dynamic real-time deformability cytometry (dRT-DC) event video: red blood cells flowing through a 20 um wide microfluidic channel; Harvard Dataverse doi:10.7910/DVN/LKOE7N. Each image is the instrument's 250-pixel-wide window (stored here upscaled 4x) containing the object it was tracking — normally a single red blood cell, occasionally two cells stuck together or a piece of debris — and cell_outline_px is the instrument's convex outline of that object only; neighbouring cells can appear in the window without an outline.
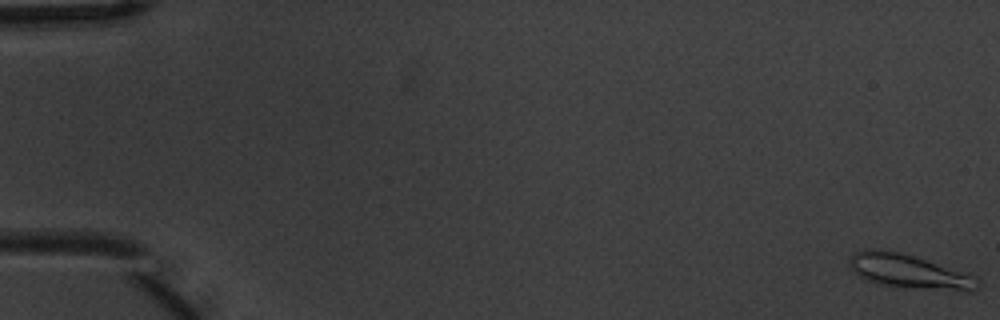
{"species": "common noctule bat (a hibernating species)", "species_latin": "Nyctalus noctula", "temperature_condition": "warm", "stored_images_in_passage": 9, "camera_frame_rate_fps": 3000, "um_per_image_px": 0.085, "animal": {"sex": "male", "body_mass_g": 20.1, "forearm_length_mm": 53.5}, "frame": {"image": 1, "passage_image": 1, "time_ms": 0.0, "image_size_px": [1000, 320], "cell_outline_px": [[980, 284], [972, 292], [968, 292], [876, 284], [864, 280], [852, 272], [848, 264], [848, 260], [856, 252], [864, 248], [888, 248], [976, 276]], "centroid_in_image_um": [77.2, 23.06], "position_along_channel_um": 7.8, "area_um2": 25.72}}
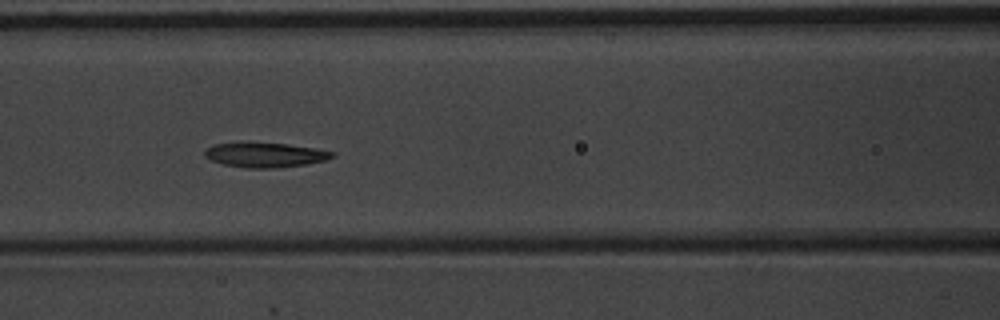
{"frame": {"image": 2, "passage_image": 8, "time_ms": 2.333, "image_size_px": [1000, 320], "cell_outline_px": [[336, 156], [324, 160], [304, 164], [276, 168], [244, 168], [224, 164], [208, 160], [204, 156], [204, 152], [208, 148], [216, 144], [240, 140], [248, 140], [288, 144], [316, 148], [336, 152]], "centroid_in_image_um": [22.49, 13.13], "position_along_channel_um": 144.1, "area_um2": 19.07}}
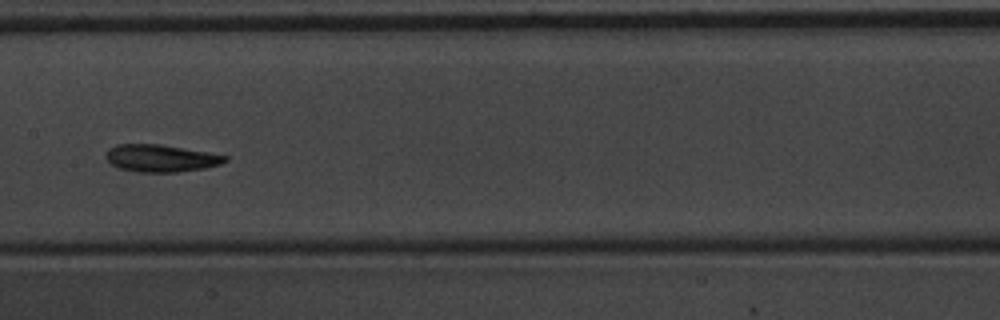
{"frame": {"image": 3, "passage_image": 9, "time_ms": 2.667, "image_size_px": [1000, 320], "cell_outline_px": [[228, 160], [220, 164], [204, 168], [176, 172], [136, 172], [120, 168], [112, 164], [104, 156], [108, 148], [116, 144], [160, 144], [208, 152], [228, 156]], "centroid_in_image_um": [13.65, 13.44], "position_along_channel_um": 193.7, "area_um2": 18.96}}